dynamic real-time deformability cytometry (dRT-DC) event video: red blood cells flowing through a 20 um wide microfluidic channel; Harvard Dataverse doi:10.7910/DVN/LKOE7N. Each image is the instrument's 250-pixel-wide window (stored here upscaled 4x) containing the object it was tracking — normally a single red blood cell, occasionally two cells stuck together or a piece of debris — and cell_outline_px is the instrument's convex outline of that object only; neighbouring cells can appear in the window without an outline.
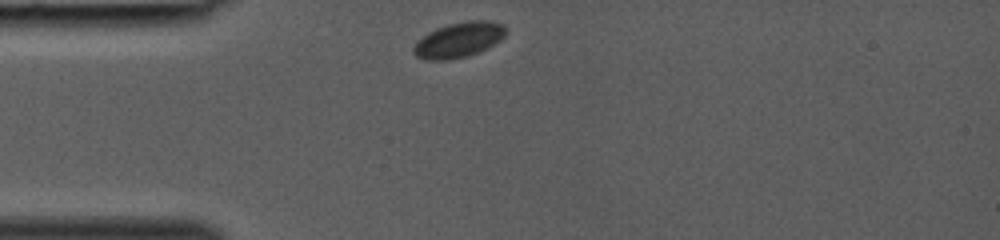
{"species": "common noctule bat (a hibernating species)", "species_latin": "Nyctalus noctula", "temperature_condition": "room temperature", "stored_images_in_passage": 27, "camera_frame_rate_fps": 3000, "um_per_image_px": 0.085, "animal": {"sex": "female", "body_mass_g": 19.0, "forearm_length_mm": 53.3}, "frame": {"image": 1, "passage_image": 1, "time_ms": 0.0, "image_size_px": [1000, 240], "cell_outline_px": [[504, 36], [500, 40], [468, 56], [448, 60], [424, 60], [416, 56], [412, 52], [412, 48], [416, 40], [428, 32], [436, 28], [448, 24], [464, 20], [488, 20], [504, 24]], "centroid_in_image_um": [38.92, 3.38], "position_along_channel_um": 46.1, "area_um2": 18.96}}
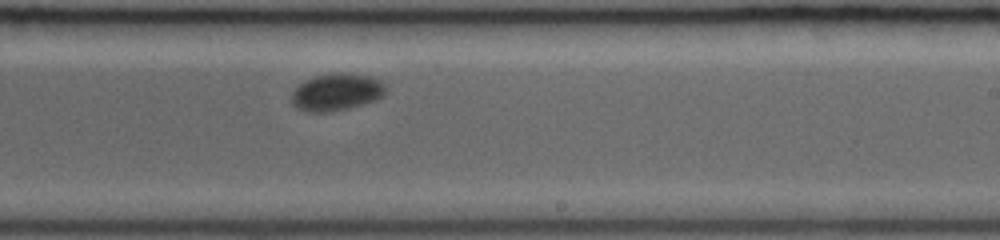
{"frame": {"image": 2, "passage_image": 16, "time_ms": 5.0, "image_size_px": [1000, 240], "cell_outline_px": [[384, 92], [376, 100], [348, 108], [324, 112], [304, 112], [296, 108], [292, 104], [292, 92], [304, 80], [316, 76], [368, 76], [380, 80], [384, 84]], "centroid_in_image_um": [28.54, 7.89], "position_along_channel_um": 260.5, "area_um2": 19.36}}
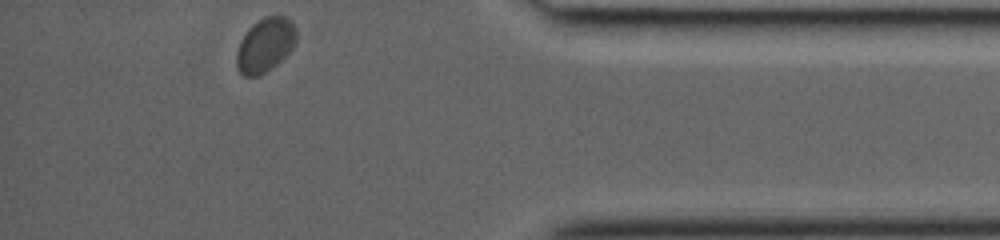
{"frame": {"image": 3, "passage_image": 27, "time_ms": 8.667, "image_size_px": [1000, 240], "cell_outline_px": [[296, 40], [292, 48], [276, 64], [264, 72], [256, 76], [244, 76], [240, 72], [236, 64], [236, 52], [240, 40], [252, 24], [268, 16], [288, 16], [292, 20], [296, 28]], "centroid_in_image_um": [22.54, 3.8], "position_along_channel_um": 412.7, "area_um2": 18.67}}